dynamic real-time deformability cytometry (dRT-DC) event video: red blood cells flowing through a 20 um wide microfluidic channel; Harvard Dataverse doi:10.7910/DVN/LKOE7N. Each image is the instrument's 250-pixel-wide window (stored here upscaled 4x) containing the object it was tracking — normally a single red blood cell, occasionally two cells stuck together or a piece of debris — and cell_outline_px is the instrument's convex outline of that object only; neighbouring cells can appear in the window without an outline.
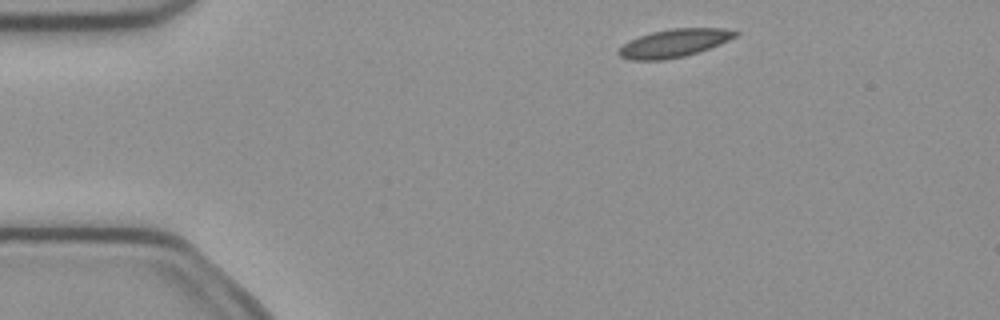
{"species": "common noctule bat (a hibernating species)", "species_latin": "Nyctalus noctula", "temperature_condition": "cold", "stored_images_in_passage": 4, "camera_frame_rate_fps": 3000, "um_per_image_px": 0.085, "animal": {"sex": "female", "body_mass_g": 21.9}, "frame": {"image": 1, "passage_image": 1, "time_ms": 0.0, "image_size_px": [1000, 320], "cell_outline_px": [[740, 32], [736, 36], [720, 44], [684, 56], [664, 60], [628, 60], [620, 56], [616, 52], [624, 44], [640, 36], [652, 32], [672, 28], [724, 28]], "centroid_in_image_um": [57.29, 3.67], "position_along_channel_um": 27.7, "area_um2": 18.84}}